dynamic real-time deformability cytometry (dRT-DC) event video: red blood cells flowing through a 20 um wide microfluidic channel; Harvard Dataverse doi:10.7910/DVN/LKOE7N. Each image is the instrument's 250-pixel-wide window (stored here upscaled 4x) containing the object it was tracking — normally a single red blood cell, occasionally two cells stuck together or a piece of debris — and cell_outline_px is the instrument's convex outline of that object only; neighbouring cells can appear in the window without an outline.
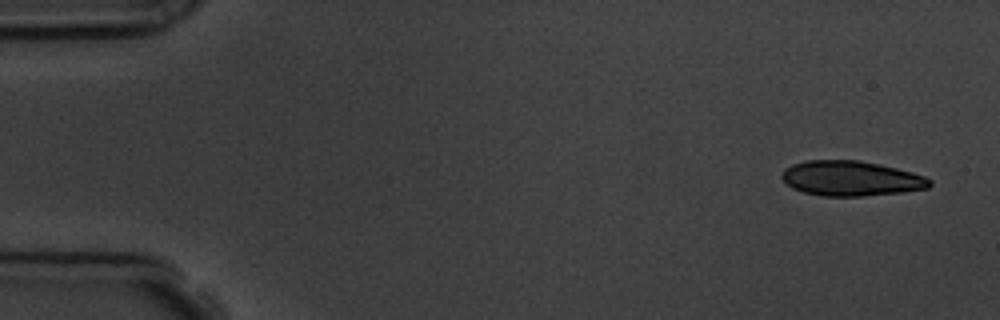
{"species": "common noctule bat (a hibernating species)", "species_latin": "Nyctalus noctula", "temperature_condition": "room temperature", "stored_images_in_passage": 6, "camera_frame_rate_fps": 3000, "um_per_image_px": 0.085, "animal": {"sex": "male", "body_mass_g": 19.5, "forearm_length_mm": 54.6}, "frame": {"image": 1, "passage_image": 1, "time_ms": 0.0, "image_size_px": [1000, 320], "cell_outline_px": [[932, 184], [928, 188], [900, 192], [864, 196], [824, 196], [804, 192], [792, 188], [780, 176], [784, 168], [792, 164], [808, 160], [860, 160], [880, 164], [912, 172], [924, 176], [932, 180]], "centroid_in_image_um": [72.33, 15.16], "position_along_channel_um": 12.7, "area_um2": 30.17}}